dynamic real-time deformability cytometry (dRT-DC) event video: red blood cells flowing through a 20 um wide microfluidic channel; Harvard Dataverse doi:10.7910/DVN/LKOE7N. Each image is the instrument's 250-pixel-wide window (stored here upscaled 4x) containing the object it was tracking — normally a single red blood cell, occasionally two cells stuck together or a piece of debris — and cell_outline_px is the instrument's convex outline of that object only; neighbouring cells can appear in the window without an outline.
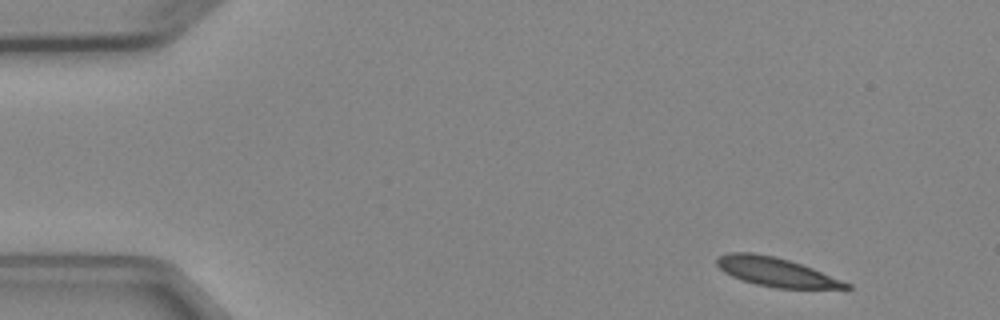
{"species": "Egyptian fruit bat (a non-hibernating species)", "species_latin": "Rousettus aegyptiacus", "temperature_condition": "cold", "stored_images_in_passage": 3, "camera_frame_rate_fps": 3000, "um_per_image_px": 0.085, "animal": {"sex": "female"}, "frame": {"image": 1, "passage_image": 1, "time_ms": 0.0, "image_size_px": [1000, 320], "cell_outline_px": [[852, 288], [776, 288], [756, 284], [732, 276], [724, 272], [716, 264], [716, 260], [720, 256], [728, 252], [752, 252], [776, 256], [812, 268], [852, 284]], "centroid_in_image_um": [65.95, 23.11], "position_along_channel_um": 19.1, "area_um2": 21.56}}